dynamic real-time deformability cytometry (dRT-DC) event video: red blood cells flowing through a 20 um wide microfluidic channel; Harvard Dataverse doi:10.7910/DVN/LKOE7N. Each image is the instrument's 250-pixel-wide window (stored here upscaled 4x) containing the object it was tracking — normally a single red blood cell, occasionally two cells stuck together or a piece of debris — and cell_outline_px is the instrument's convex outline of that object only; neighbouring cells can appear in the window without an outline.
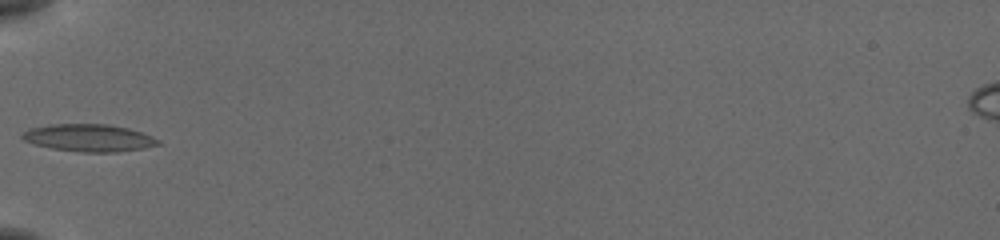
{"species": "common noctule bat (a hibernating species)", "species_latin": "Nyctalus noctula", "temperature_condition": "cold", "stored_images_in_passage": 35, "camera_frame_rate_fps": 3000, "um_per_image_px": 0.085, "animal": {"sex": "female", "body_mass_g": 19.5, "forearm_length_mm": 54.1}, "frame": {"image": 1, "passage_image": 1, "time_ms": 0.0, "image_size_px": [1000, 240], "cell_outline_px": [[164, 144], [116, 152], [80, 152], [52, 148], [32, 144], [24, 140], [20, 136], [28, 128], [52, 124], [108, 124], [128, 128], [152, 136], [160, 140]], "centroid_in_image_um": [7.54, 11.71], "position_along_channel_um": 77.5, "area_um2": 21.68}}
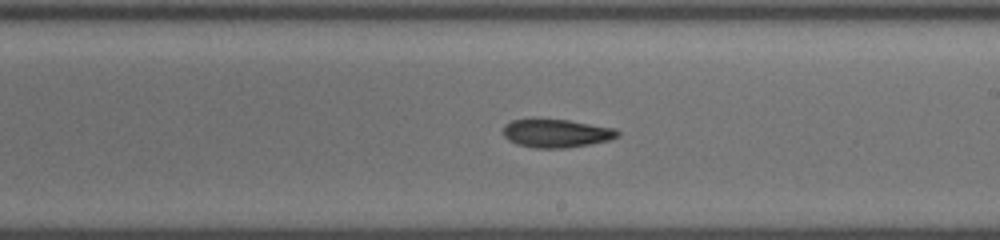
{"frame": {"image": 2, "passage_image": 14, "time_ms": 4.333, "image_size_px": [1000, 240], "cell_outline_px": [[620, 136], [608, 140], [568, 148], [536, 148], [516, 144], [508, 140], [504, 136], [504, 124], [512, 120], [568, 120], [616, 128], [620, 132]], "centroid_in_image_um": [47.31, 11.34], "position_along_channel_um": 241.7, "area_um2": 18.73}}
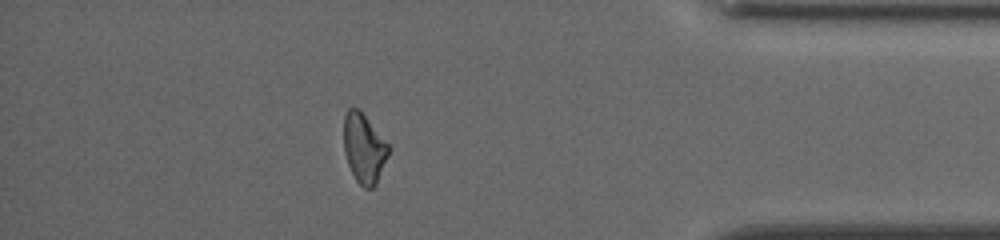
{"frame": {"image": 3, "passage_image": 29, "time_ms": 9.333, "image_size_px": [1000, 240], "cell_outline_px": [[388, 156], [376, 184], [372, 188], [364, 188], [356, 180], [348, 164], [344, 152], [344, 116], [348, 108], [360, 108], [388, 144]], "centroid_in_image_um": [30.93, 12.58], "position_along_channel_um": 404.3, "area_um2": 18.03}, "authors_computed_cell_mechanics": {"area_um2": 18.9584, "velocity_mm_per_s": 3.8055, "shape_relaxation_time_tau1_ms": null, "shape_relaxation_time_tau2_ms": 6.4705, "deformation_change_tau1": null, "deformation_change_tau2": 0.1479}}